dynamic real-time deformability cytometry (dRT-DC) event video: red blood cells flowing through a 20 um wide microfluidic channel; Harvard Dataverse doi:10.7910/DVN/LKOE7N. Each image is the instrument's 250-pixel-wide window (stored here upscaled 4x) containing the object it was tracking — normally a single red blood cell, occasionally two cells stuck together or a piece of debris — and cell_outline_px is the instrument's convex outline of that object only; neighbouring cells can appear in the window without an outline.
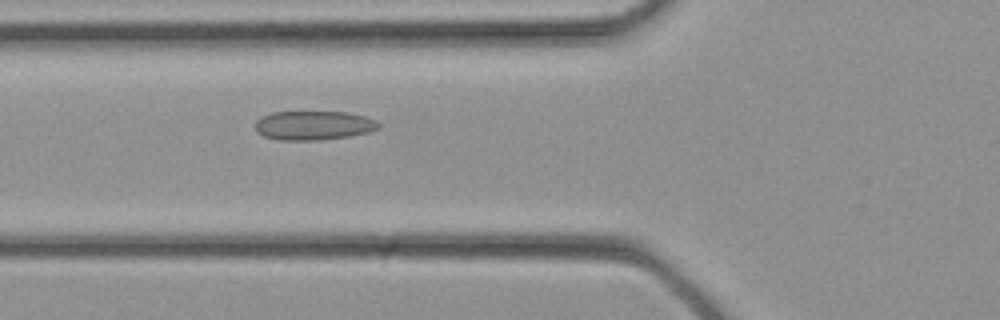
{"species": "common noctule bat (a hibernating species)", "species_latin": "Nyctalus noctula", "temperature_condition": "cold", "stored_images_in_passage": 24, "camera_frame_rate_fps": 3000, "um_per_image_px": 0.085, "animal": {"sex": "female", "body_mass_g": 21.9}, "frame": {"image": 1, "passage_image": 3, "time_ms": 0.667, "image_size_px": [1000, 320], "cell_outline_px": [[380, 128], [368, 132], [348, 136], [320, 140], [276, 140], [264, 136], [256, 132], [256, 120], [260, 116], [272, 112], [348, 112], [364, 116], [376, 120], [380, 124]], "centroid_in_image_um": [26.63, 10.66], "position_along_channel_um": 99.2, "area_um2": 21.04}}
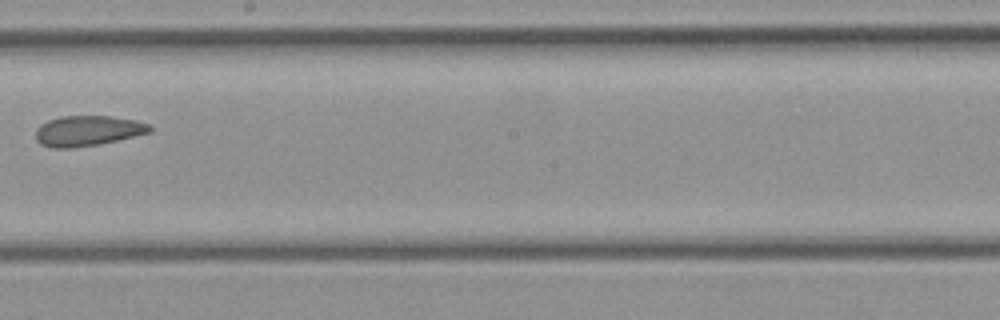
{"frame": {"image": 2, "passage_image": 10, "time_ms": 3.0, "image_size_px": [1000, 320], "cell_outline_px": [[152, 132], [116, 140], [96, 144], [72, 148], [52, 148], [40, 144], [36, 140], [36, 128], [40, 124], [48, 120], [60, 116], [108, 116], [136, 120], [148, 124], [152, 128]], "centroid_in_image_um": [7.42, 11.11], "position_along_channel_um": 240.8, "area_um2": 20.11}}
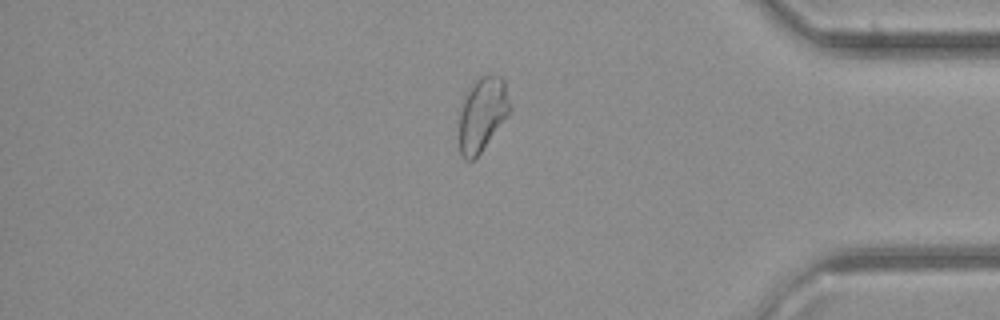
{"frame": {"image": 3, "passage_image": 19, "time_ms": 6.0, "image_size_px": [1000, 320], "cell_outline_px": [[512, 108], [508, 116], [480, 152], [472, 160], [464, 160], [460, 152], [460, 104], [468, 88], [480, 76], [500, 76], [504, 80]], "centroid_in_image_um": [41.0, 9.68], "position_along_channel_um": 394.2, "area_um2": 21.79}}